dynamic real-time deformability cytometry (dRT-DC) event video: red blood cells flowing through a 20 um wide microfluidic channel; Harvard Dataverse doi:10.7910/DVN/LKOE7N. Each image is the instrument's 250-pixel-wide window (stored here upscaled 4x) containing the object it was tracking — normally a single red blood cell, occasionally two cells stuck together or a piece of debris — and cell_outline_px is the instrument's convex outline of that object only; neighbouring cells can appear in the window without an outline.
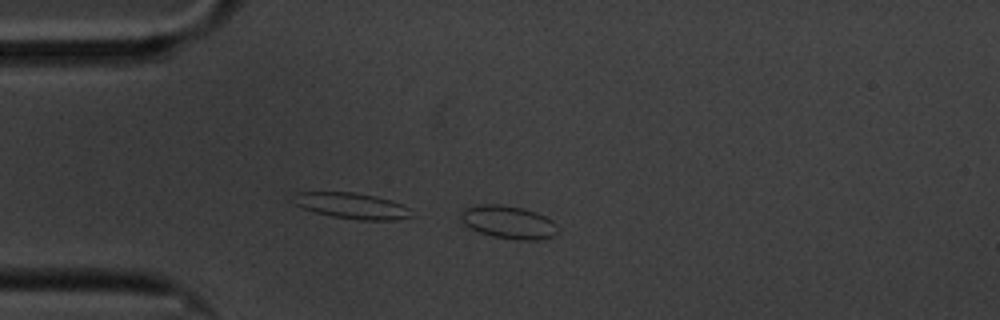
{"species": "common noctule bat (a hibernating species)", "species_latin": "Nyctalus noctula", "temperature_condition": "cold", "stored_images_in_passage": 15, "camera_frame_rate_fps": 3000, "um_per_image_px": 0.085, "animal": {"sex": "male", "body_mass_g": 20.1, "forearm_length_mm": 53.5}, "frame": {"image": 1, "passage_image": 1, "time_ms": 0.0, "image_size_px": [1000, 320], "cell_outline_px": [[560, 228], [552, 236], [536, 240], [516, 240], [496, 236], [480, 232], [468, 228], [460, 220], [460, 212], [464, 208], [476, 204], [500, 204], [524, 208], [536, 212], [552, 220]], "centroid_in_image_um": [43.18, 18.86], "position_along_channel_um": 41.8, "area_um2": 18.79}}